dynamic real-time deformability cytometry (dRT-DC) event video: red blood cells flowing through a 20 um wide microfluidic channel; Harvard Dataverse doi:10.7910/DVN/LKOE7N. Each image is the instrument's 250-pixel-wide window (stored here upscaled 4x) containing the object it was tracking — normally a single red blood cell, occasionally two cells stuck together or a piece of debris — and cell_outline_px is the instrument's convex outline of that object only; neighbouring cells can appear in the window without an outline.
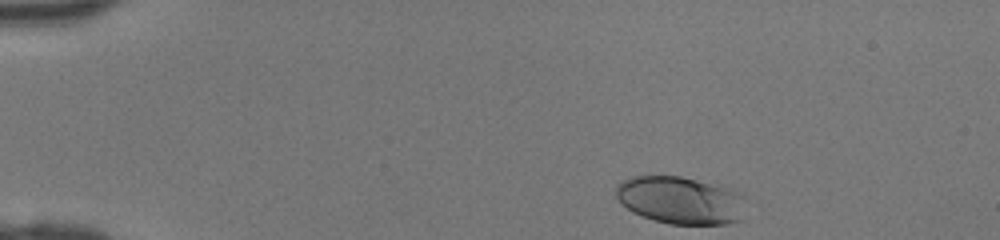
{"species": "human", "species_latin": "Homo sapiens", "temperature_condition": "room temperature", "stored_images_in_passage": 39, "camera_frame_rate_fps": 3000, "um_per_image_px": 0.085, "donor": {"sex": "female"}, "frame": {"image": 1, "passage_image": 1, "time_ms": 0.0, "image_size_px": [1000, 240], "cell_outline_px": [[744, 220], [728, 224], [668, 224], [652, 220], [632, 212], [620, 204], [616, 200], [616, 184], [632, 176], [680, 176], [724, 184], [744, 192]], "centroid_in_image_um": [57.91, 17.01], "position_along_channel_um": 27.1, "area_um2": 37.28}}
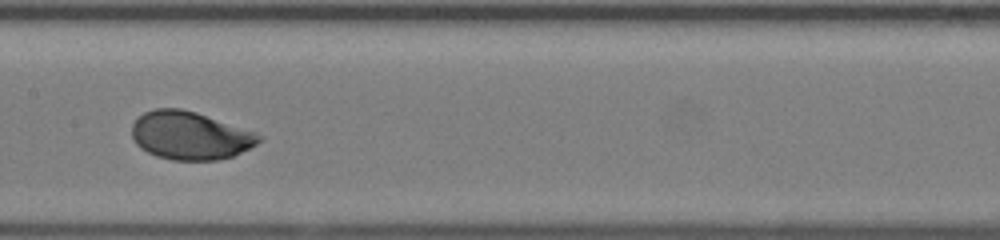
{"frame": {"image": 2, "passage_image": 18, "time_ms": 5.667, "image_size_px": [1000, 240], "cell_outline_px": [[264, 136], [256, 144], [232, 156], [216, 160], [172, 160], [156, 156], [140, 148], [136, 144], [132, 136], [132, 124], [144, 112], [156, 108], [180, 108], [196, 112]], "centroid_in_image_um": [16.11, 11.52], "position_along_channel_um": 191.3, "area_um2": 35.2}}
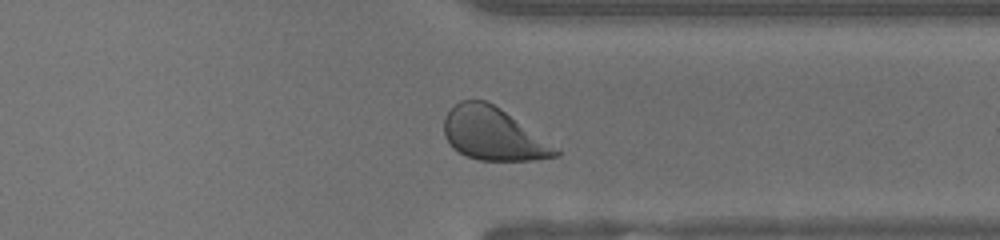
{"frame": {"image": 3, "passage_image": 30, "time_ms": 9.667, "image_size_px": [1000, 240], "cell_outline_px": [[560, 156], [536, 160], [480, 160], [468, 156], [452, 148], [444, 136], [444, 116], [460, 100], [484, 100], [500, 108], [560, 152]], "centroid_in_image_um": [41.85, 11.39], "position_along_channel_um": 369.6, "area_um2": 33.41}}